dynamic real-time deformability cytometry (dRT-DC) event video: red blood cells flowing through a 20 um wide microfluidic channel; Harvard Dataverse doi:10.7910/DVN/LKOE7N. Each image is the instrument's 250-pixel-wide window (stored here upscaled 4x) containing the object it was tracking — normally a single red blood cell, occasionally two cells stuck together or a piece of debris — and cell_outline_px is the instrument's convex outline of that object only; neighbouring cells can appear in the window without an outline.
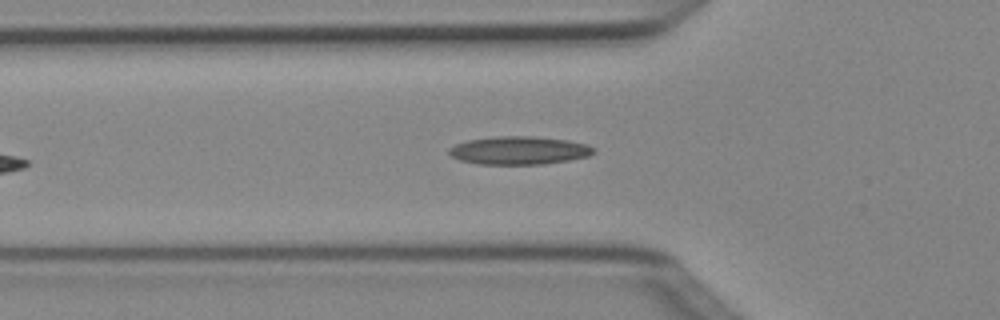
{"species": "Egyptian fruit bat (a non-hibernating species)", "species_latin": "Rousettus aegyptiacus", "temperature_condition": "cold", "stored_images_in_passage": 6, "camera_frame_rate_fps": 3000, "um_per_image_px": 0.085, "animal": {"sex": "female"}, "frame": {"image": 1, "passage_image": 6, "time_ms": 1.667, "image_size_px": [1000, 320], "cell_outline_px": [[596, 152], [588, 156], [568, 160], [544, 164], [480, 164], [460, 160], [452, 156], [448, 152], [448, 148], [456, 144], [468, 140], [496, 136], [532, 136], [568, 140], [588, 144], [596, 148]], "centroid_in_image_um": [44.15, 12.78], "position_along_channel_um": 81.6, "area_um2": 23.76}}